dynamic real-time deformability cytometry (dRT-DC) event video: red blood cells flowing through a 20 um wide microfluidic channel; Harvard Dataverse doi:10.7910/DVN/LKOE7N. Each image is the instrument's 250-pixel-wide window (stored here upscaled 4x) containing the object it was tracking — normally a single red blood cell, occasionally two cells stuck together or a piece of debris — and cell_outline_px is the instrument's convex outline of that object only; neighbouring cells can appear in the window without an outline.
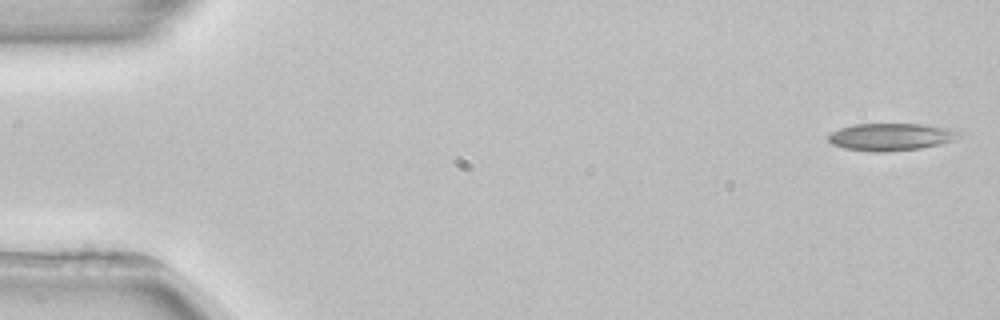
{"species": "common noctule bat (a hibernating species)", "species_latin": "Nyctalus noctula", "temperature_condition": "room temperature", "stored_images_in_passage": 5, "camera_frame_rate_fps": 3000, "um_per_image_px": 0.085, "animal": {"sex": "female", "body_mass_g": 22.7, "forearm_length_mm": 54.2}, "frame": {"image": 1, "passage_image": 1, "time_ms": 0.0, "image_size_px": [1000, 320], "cell_outline_px": [[964, 132], [952, 140], [920, 148], [884, 152], [872, 152], [844, 148], [832, 144], [828, 140], [828, 136], [832, 132], [840, 128], [852, 124], [920, 124], [948, 128]], "centroid_in_image_um": [75.68, 11.63], "position_along_channel_um": 9.3, "area_um2": 20.63}}
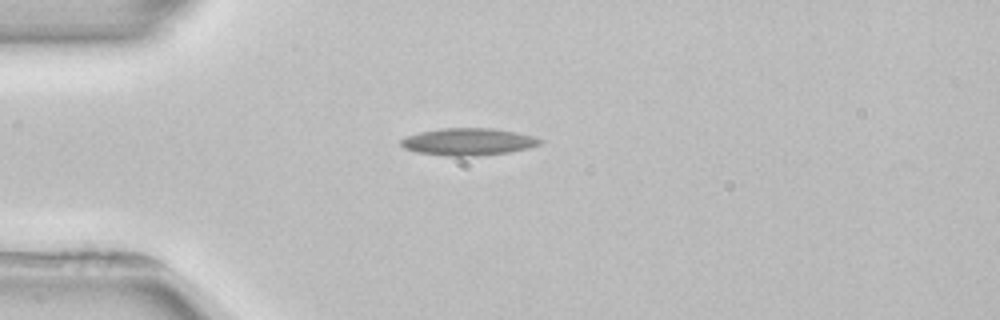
{"frame": {"image": 2, "passage_image": 3, "time_ms": 4.0, "image_size_px": [1000, 320], "cell_outline_px": [[544, 140], [540, 144], [528, 148], [508, 152], [476, 156], [444, 156], [416, 152], [404, 148], [400, 144], [400, 140], [408, 136], [420, 132], [444, 128], [492, 128], [516, 132], [532, 136]], "centroid_in_image_um": [39.79, 12.05], "position_along_channel_um": 45.2, "area_um2": 21.96}}